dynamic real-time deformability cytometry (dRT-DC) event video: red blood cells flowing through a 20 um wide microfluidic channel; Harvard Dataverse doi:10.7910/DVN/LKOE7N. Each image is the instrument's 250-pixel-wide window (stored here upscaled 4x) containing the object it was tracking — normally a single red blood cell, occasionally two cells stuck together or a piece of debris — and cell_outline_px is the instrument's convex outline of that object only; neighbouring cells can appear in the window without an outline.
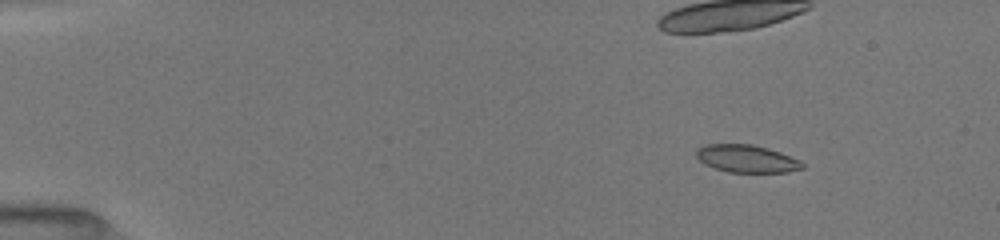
{"species": "common noctule bat (a hibernating species)", "species_latin": "Nyctalus noctula", "temperature_condition": "room temperature", "stored_images_in_passage": 17, "camera_frame_rate_fps": 3000, "um_per_image_px": 0.085, "animal": {"sex": "female", "body_mass_g": 19.5, "forearm_length_mm": 54.1}, "frame": {"image": 1, "passage_image": 6, "time_ms": 2.333, "image_size_px": [1000, 240], "cell_outline_px": [[804, 168], [788, 172], [728, 172], [704, 164], [696, 156], [696, 148], [704, 144], [752, 144], [768, 148], [780, 152], [800, 160], [804, 164]], "centroid_in_image_um": [63.46, 13.48], "position_along_channel_um": 21.5, "area_um2": 17.11}}